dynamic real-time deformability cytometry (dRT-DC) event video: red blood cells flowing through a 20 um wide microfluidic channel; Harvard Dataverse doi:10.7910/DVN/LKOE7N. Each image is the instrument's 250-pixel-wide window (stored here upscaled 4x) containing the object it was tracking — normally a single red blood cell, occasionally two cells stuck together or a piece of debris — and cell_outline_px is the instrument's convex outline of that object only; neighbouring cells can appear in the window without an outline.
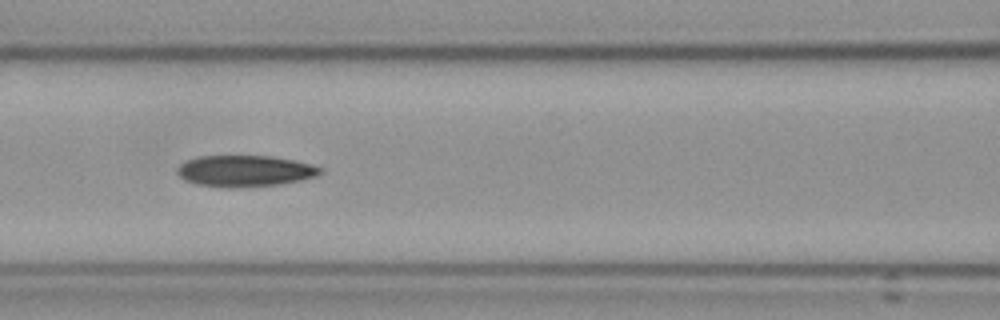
{"species": "Egyptian fruit bat (a non-hibernating species)", "species_latin": "Rousettus aegyptiacus", "temperature_condition": "cold", "stored_images_in_passage": 9, "camera_frame_rate_fps": 3000, "um_per_image_px": 0.085, "frame": {"image": 1, "passage_image": 6, "time_ms": 5.667, "image_size_px": [1000, 320], "cell_outline_px": [[324, 168], [320, 172], [312, 176], [300, 180], [280, 184], [240, 188], [220, 188], [196, 184], [184, 180], [176, 172], [176, 168], [180, 164], [188, 160], [200, 156], [268, 156], [292, 160]], "centroid_in_image_um": [20.73, 14.55], "position_along_channel_um": 145.9, "area_um2": 26.01}}